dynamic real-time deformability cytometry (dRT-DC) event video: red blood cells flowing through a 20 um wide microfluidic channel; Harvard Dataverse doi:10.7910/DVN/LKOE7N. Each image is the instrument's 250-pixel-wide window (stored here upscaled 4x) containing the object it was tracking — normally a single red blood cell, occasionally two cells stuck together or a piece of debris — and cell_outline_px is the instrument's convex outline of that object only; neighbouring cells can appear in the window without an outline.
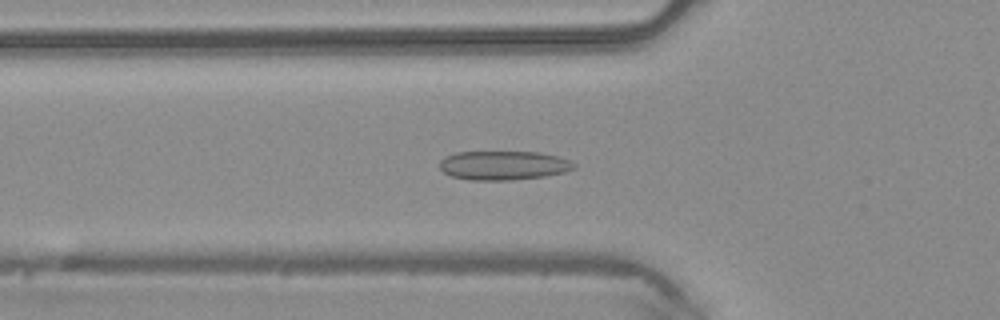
{"species": "common noctule bat (a hibernating species)", "species_latin": "Nyctalus noctula", "temperature_condition": "warm", "stored_images_in_passage": 46, "camera_frame_rate_fps": 3000, "um_per_image_px": 0.085, "animal": {"sex": "male", "body_mass_g": 20.4}, "frame": {"image": 1, "passage_image": 15, "time_ms": 4.667, "image_size_px": [1000, 320], "cell_outline_px": [[576, 168], [564, 172], [544, 176], [512, 180], [472, 180], [452, 176], [444, 172], [440, 168], [440, 160], [444, 156], [456, 152], [540, 152], [556, 156], [568, 160], [576, 164]], "centroid_in_image_um": [42.78, 14.05], "position_along_channel_um": 83.0, "area_um2": 22.72}}
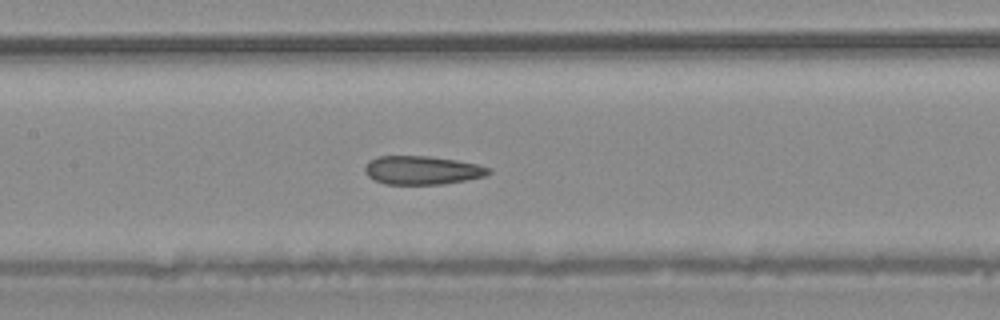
{"frame": {"image": 2, "passage_image": 21, "time_ms": 6.667, "image_size_px": [1000, 320], "cell_outline_px": [[492, 172], [484, 176], [444, 184], [384, 184], [368, 176], [364, 172], [364, 168], [368, 160], [380, 156], [428, 156], [456, 160], [476, 164], [492, 168]], "centroid_in_image_um": [35.87, 14.46], "position_along_channel_um": 171.5, "area_um2": 20.58}}
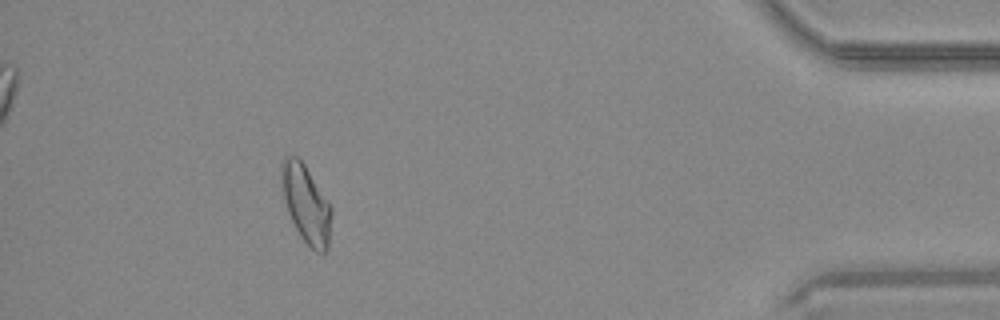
{"frame": {"image": 3, "passage_image": 41, "time_ms": 13.333, "image_size_px": [1000, 320], "cell_outline_px": [[332, 212], [328, 248], [324, 252], [316, 252], [300, 236], [288, 212], [284, 200], [280, 172], [280, 164], [284, 156], [296, 156], [304, 164], [332, 208]], "centroid_in_image_um": [26.0, 17.32], "position_along_channel_um": 409.2, "area_um2": 22.37}}